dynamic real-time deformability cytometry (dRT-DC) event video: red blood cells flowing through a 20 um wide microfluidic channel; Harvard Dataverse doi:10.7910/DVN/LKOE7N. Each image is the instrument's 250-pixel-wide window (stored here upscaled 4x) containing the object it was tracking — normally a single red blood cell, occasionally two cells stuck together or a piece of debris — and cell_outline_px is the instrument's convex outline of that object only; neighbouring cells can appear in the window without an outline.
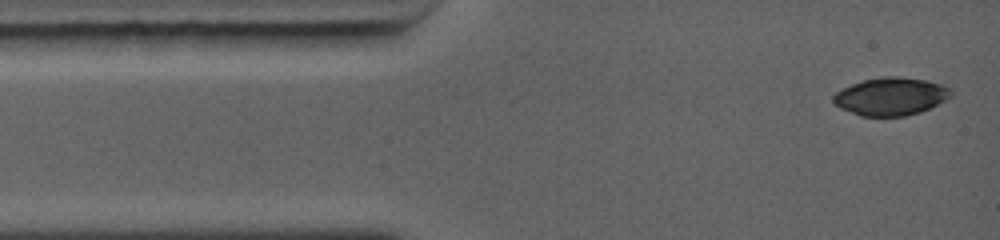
{"species": "common noctule bat (a hibernating species)", "species_latin": "Nyctalus noctula", "temperature_condition": "warm", "stored_images_in_passage": 6, "camera_frame_rate_fps": 5000, "um_per_image_px": 0.085, "animal": {"sex": "female", "body_mass_g": 19.0, "forearm_length_mm": 56.7}, "frame": {"image": 1, "passage_image": 1, "time_ms": 0.0, "image_size_px": [1000, 240], "cell_outline_px": [[952, 96], [920, 112], [904, 116], [860, 116], [840, 108], [832, 104], [832, 96], [836, 92], [852, 84], [864, 80], [880, 76], [896, 76], [924, 80], [940, 84], [948, 88], [952, 92]], "centroid_in_image_um": [75.66, 8.2], "position_along_channel_um": 9.3, "area_um2": 25.78}}